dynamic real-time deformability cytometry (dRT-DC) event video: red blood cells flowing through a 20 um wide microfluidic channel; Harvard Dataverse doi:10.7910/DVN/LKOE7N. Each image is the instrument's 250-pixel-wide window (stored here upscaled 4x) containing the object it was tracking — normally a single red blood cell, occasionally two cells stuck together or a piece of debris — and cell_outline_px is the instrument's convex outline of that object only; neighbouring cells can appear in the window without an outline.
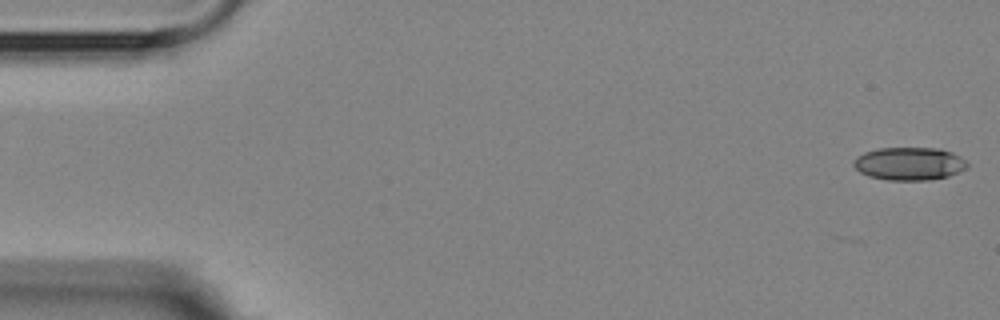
{"species": "Egyptian fruit bat (a non-hibernating species)", "species_latin": "Rousettus aegyptiacus", "temperature_condition": "room temperature", "stored_images_in_passage": 6, "segment_of_instrument_passage": [2, 2], "camera_frame_rate_fps": 3000, "um_per_image_px": 0.085, "animal": {"sex": "female"}, "frame": {"image": 1, "passage_image": 6, "time_ms": 6.0, "image_size_px": [1000, 320], "cell_outline_px": [[968, 168], [960, 172], [948, 176], [928, 180], [888, 180], [868, 176], [860, 172], [852, 164], [852, 160], [856, 156], [864, 152], [880, 148], [940, 148], [952, 152], [960, 156], [968, 164]], "centroid_in_image_um": [77.28, 13.91], "position_along_channel_um": 7.7, "area_um2": 22.02}}